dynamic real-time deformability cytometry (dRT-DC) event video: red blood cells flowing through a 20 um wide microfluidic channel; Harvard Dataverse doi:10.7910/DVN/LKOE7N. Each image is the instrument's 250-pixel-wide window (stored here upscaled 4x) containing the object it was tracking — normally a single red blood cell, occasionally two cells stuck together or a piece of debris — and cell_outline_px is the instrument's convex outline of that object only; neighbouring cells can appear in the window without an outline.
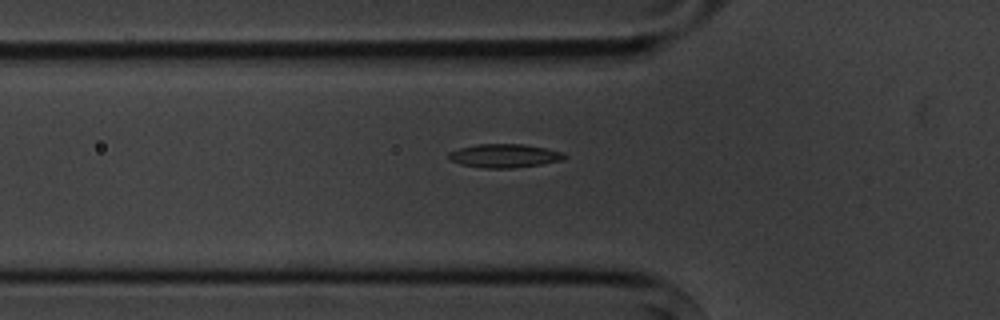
{"species": "common noctule bat (a hibernating species)", "species_latin": "Nyctalus noctula", "temperature_condition": "cold", "stored_images_in_passage": 7, "camera_frame_rate_fps": 3000, "um_per_image_px": 0.085, "animal": {"sex": "male", "body_mass_g": 20.1, "forearm_length_mm": 53.5}, "frame": {"image": 1, "passage_image": 6, "time_ms": 7.0, "image_size_px": [1000, 320], "cell_outline_px": [[568, 156], [564, 160], [540, 164], [512, 168], [480, 168], [460, 164], [448, 160], [448, 152], [460, 148], [476, 144], [524, 144], [548, 148], [564, 152]], "centroid_in_image_um": [42.88, 13.24], "position_along_channel_um": 82.9, "area_um2": 16.18}}
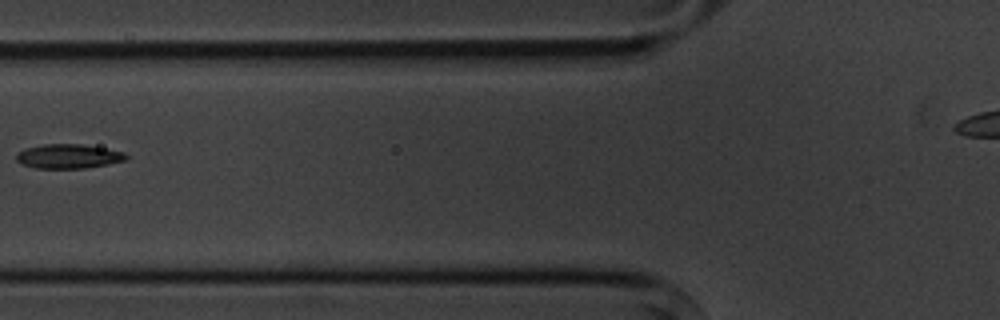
{"frame": {"image": 2, "passage_image": 7, "time_ms": 8.0, "image_size_px": [1000, 320], "cell_outline_px": [[128, 160], [108, 164], [84, 168], [36, 168], [20, 164], [16, 160], [16, 152], [24, 148], [44, 144], [80, 144], [104, 148], [124, 152], [128, 156]], "centroid_in_image_um": [5.79, 13.28], "position_along_channel_um": 120.0, "area_um2": 15.66}}